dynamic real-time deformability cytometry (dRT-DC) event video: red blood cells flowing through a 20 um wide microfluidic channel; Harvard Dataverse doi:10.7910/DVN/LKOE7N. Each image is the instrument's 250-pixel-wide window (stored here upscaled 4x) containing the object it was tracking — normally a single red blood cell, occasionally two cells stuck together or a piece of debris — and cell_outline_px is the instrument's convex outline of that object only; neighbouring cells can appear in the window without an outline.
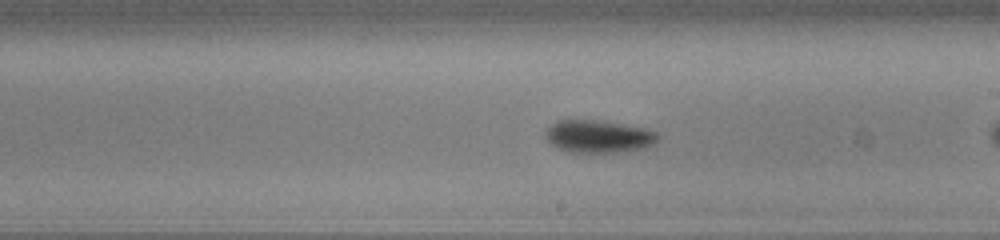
{"species": "common noctule bat (a hibernating species)", "species_latin": "Nyctalus noctula", "temperature_condition": "cold", "stored_images_in_passage": 27, "camera_frame_rate_fps": 3000, "um_per_image_px": 0.085, "animal": {"sex": "male", "body_mass_g": 13.0, "forearm_length_mm": 53.1}, "frame": {"image": 1, "passage_image": 16, "time_ms": 5.0, "image_size_px": [1000, 240], "cell_outline_px": [[660, 136], [652, 144], [644, 148], [616, 152], [568, 152], [552, 144], [544, 136], [544, 132], [556, 120], [596, 120], [644, 128], [656, 132]], "centroid_in_image_um": [50.84, 11.59], "position_along_channel_um": 238.2, "area_um2": 21.04}}
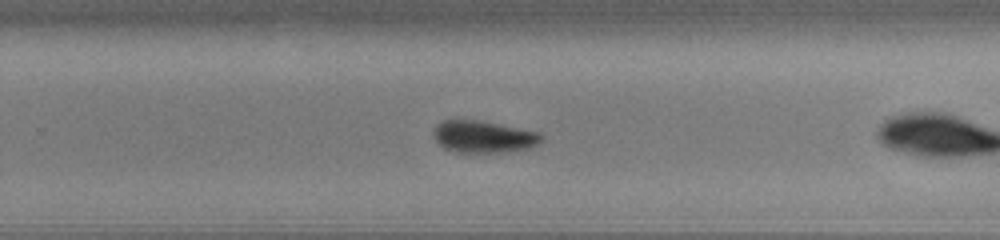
{"frame": {"image": 2, "passage_image": 20, "time_ms": 6.333, "image_size_px": [1000, 240], "cell_outline_px": [[544, 140], [540, 144], [532, 148], [504, 152], [452, 152], [444, 148], [432, 136], [432, 132], [436, 124], [444, 120], [484, 120], [540, 132], [544, 136]], "centroid_in_image_um": [41.14, 11.61], "position_along_channel_um": 288.7, "area_um2": 20.69}}
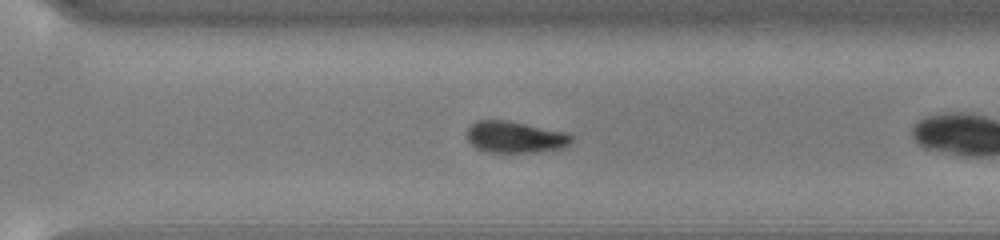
{"frame": {"image": 3, "passage_image": 23, "time_ms": 7.333, "image_size_px": [1000, 240], "cell_outline_px": [[572, 140], [568, 144], [560, 148], [536, 152], [484, 152], [476, 148], [468, 140], [464, 132], [476, 120], [508, 120], [568, 132], [572, 136]], "centroid_in_image_um": [43.74, 11.64], "position_along_channel_um": 326.9, "area_um2": 19.42}}